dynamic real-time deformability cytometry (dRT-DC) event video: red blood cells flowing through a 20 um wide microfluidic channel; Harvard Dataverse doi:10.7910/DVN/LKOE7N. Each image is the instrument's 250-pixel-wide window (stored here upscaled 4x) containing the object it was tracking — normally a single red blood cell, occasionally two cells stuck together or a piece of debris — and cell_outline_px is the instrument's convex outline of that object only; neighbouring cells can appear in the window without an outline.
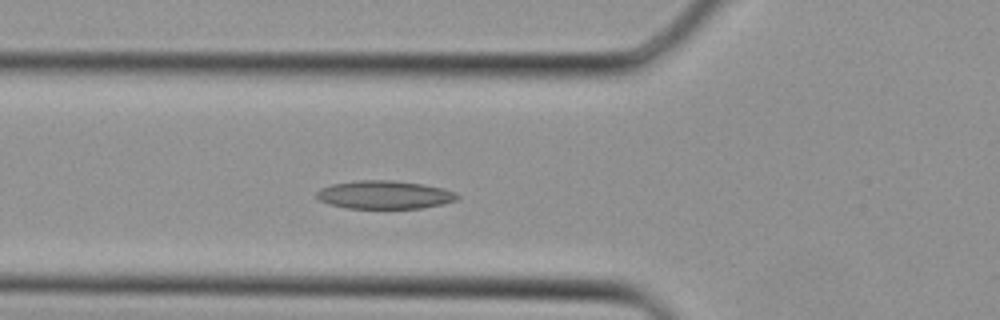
{"species": "Egyptian fruit bat (a non-hibernating species)", "species_latin": "Rousettus aegyptiacus", "temperature_condition": "cold", "stored_images_in_passage": 32, "camera_frame_rate_fps": 3000, "um_per_image_px": 0.085, "animal": {"sex": "female"}, "frame": {"image": 1, "passage_image": 9, "time_ms": 2.667, "image_size_px": [1000, 320], "cell_outline_px": [[460, 196], [456, 200], [444, 204], [420, 208], [348, 208], [328, 204], [320, 200], [316, 196], [316, 192], [320, 188], [332, 184], [356, 180], [392, 180], [420, 184], [444, 188], [456, 192]], "centroid_in_image_um": [32.68, 16.55], "position_along_channel_um": 93.1, "area_um2": 23.18}}
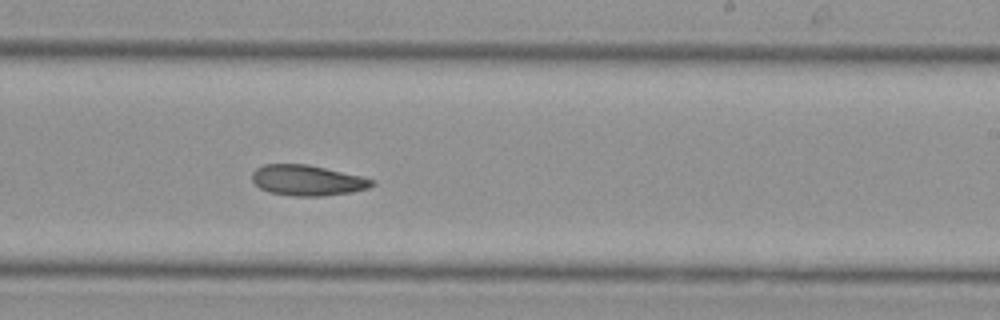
{"frame": {"image": 2, "passage_image": 18, "time_ms": 5.667, "image_size_px": [1000, 320], "cell_outline_px": [[376, 184], [368, 188], [352, 192], [324, 196], [292, 196], [268, 192], [260, 188], [252, 180], [252, 172], [256, 168], [264, 164], [308, 164], [360, 176], [372, 180]], "centroid_in_image_um": [26.1, 15.33], "position_along_channel_um": 262.9, "area_um2": 21.33}}
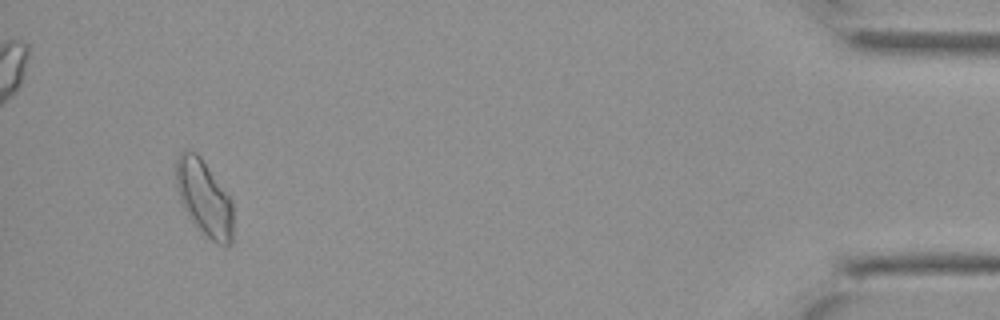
{"frame": {"image": 3, "passage_image": 30, "time_ms": 9.667, "image_size_px": [1000, 320], "cell_outline_px": [[232, 244], [216, 244], [200, 232], [184, 208], [180, 200], [176, 188], [176, 160], [180, 152], [196, 152], [200, 156], [232, 200]], "centroid_in_image_um": [17.35, 16.85], "position_along_channel_um": 417.8, "area_um2": 24.97}}